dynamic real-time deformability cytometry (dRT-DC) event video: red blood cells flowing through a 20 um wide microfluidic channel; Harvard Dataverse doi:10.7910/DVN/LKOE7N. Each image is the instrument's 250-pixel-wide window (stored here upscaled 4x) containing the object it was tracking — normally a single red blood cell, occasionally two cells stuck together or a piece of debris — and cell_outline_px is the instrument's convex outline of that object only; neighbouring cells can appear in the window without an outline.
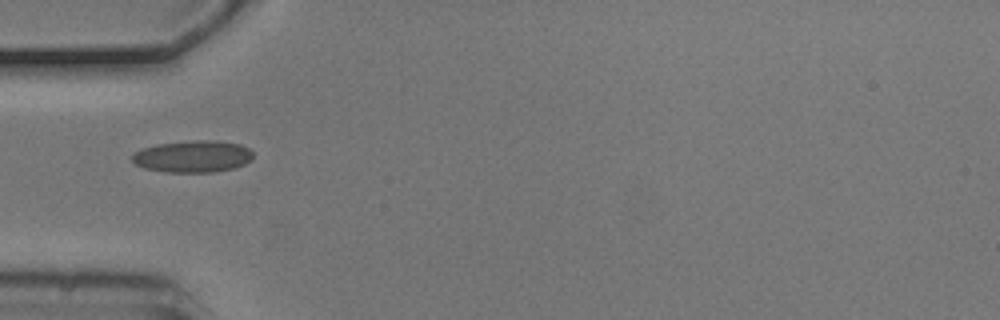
{"species": "common noctule bat (a hibernating species)", "species_latin": "Nyctalus noctula", "temperature_condition": "cold", "stored_images_in_passage": 3, "camera_frame_rate_fps": 3000, "um_per_image_px": 0.085, "animal": {"sex": "male", "body_mass_g": 20.5, "forearm_length_mm": 52.5}, "frame": {"image": 1, "passage_image": 2, "time_ms": 0.333, "image_size_px": [1000, 320], "cell_outline_px": [[252, 160], [244, 164], [232, 168], [216, 172], [168, 172], [144, 168], [136, 164], [132, 160], [132, 156], [136, 152], [144, 148], [156, 144], [196, 140], [216, 140], [240, 144], [248, 148], [252, 152]], "centroid_in_image_um": [16.41, 13.29], "position_along_channel_um": 68.6, "area_um2": 22.37}}